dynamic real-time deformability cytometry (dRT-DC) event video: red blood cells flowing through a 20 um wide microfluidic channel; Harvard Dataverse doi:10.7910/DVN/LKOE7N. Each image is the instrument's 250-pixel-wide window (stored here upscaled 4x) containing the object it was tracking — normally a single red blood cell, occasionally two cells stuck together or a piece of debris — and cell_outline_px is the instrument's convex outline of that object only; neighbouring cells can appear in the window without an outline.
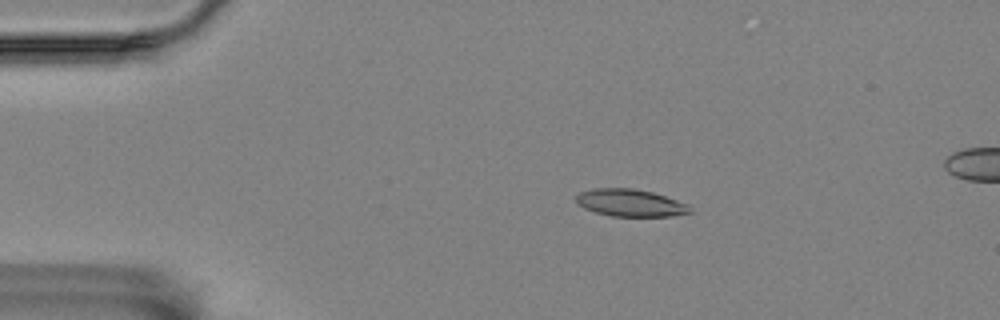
{"species": "Egyptian fruit bat (a non-hibernating species)", "species_latin": "Rousettus aegyptiacus", "temperature_condition": "room temperature", "stored_images_in_passage": 7, "camera_frame_rate_fps": 3000, "um_per_image_px": 0.085, "animal": {"sex": "female"}, "frame": {"image": 1, "passage_image": 3, "time_ms": 0.667, "image_size_px": [1000, 320], "cell_outline_px": [[692, 212], [672, 216], [612, 216], [596, 212], [584, 208], [576, 204], [576, 196], [580, 192], [596, 188], [632, 188], [652, 192], [688, 204], [692, 208]], "centroid_in_image_um": [53.57, 17.24], "position_along_channel_um": 31.4, "area_um2": 18.03}}
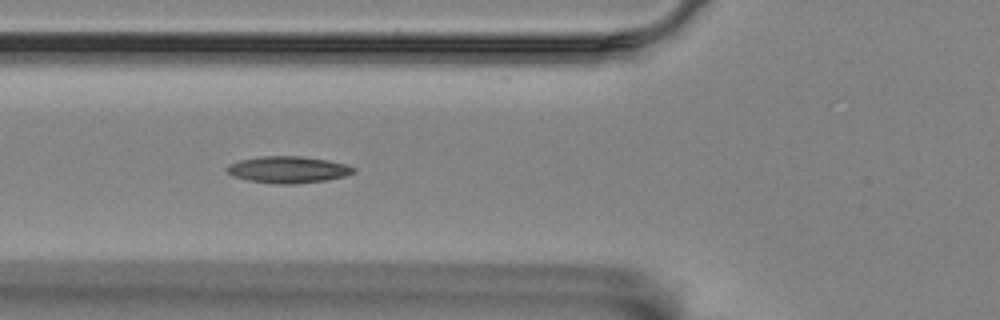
{"frame": {"image": 2, "passage_image": 6, "time_ms": 1.667, "image_size_px": [1000, 320], "cell_outline_px": [[356, 172], [344, 176], [328, 180], [296, 184], [276, 184], [248, 180], [232, 176], [224, 172], [224, 168], [228, 164], [240, 160], [256, 156], [300, 156], [328, 160], [348, 164], [356, 168]], "centroid_in_image_um": [24.46, 14.42], "position_along_channel_um": 101.3, "area_um2": 20.11}}
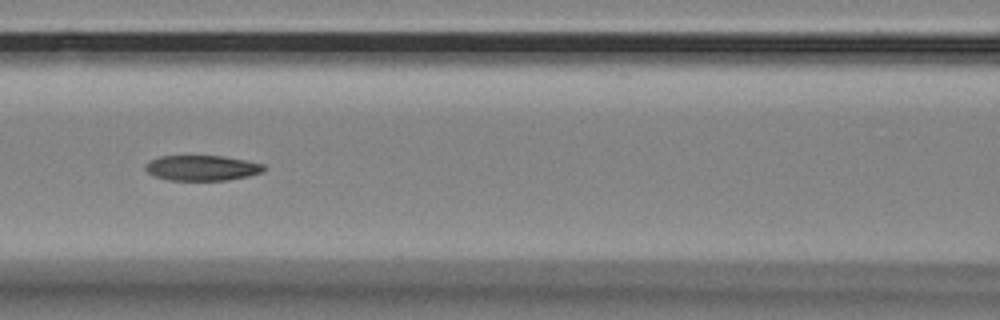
{"frame": {"image": 3, "passage_image": 7, "time_ms": 2.0, "image_size_px": [1000, 320], "cell_outline_px": [[264, 172], [248, 176], [224, 180], [168, 180], [156, 176], [148, 172], [144, 168], [144, 164], [148, 160], [160, 156], [224, 156], [264, 164]], "centroid_in_image_um": [17.14, 14.27], "position_along_channel_um": 149.5, "area_um2": 17.46}}